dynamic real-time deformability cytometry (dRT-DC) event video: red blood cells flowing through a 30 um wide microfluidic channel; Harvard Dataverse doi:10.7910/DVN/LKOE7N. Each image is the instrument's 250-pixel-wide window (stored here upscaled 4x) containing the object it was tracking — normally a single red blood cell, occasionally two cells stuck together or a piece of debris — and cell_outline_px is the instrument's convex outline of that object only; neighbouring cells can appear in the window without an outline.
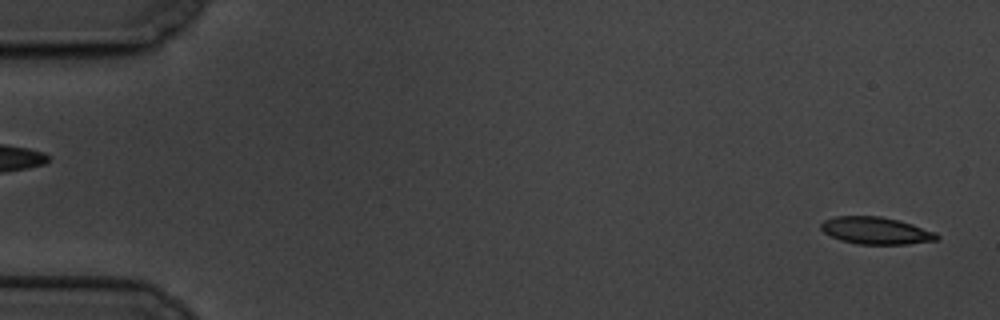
{"species": "common noctule bat (a hibernating species)", "species_latin": "Nyctalus noctula", "temperature_condition": "cold", "stored_images_in_passage": 60, "camera_frame_rate_fps": 3000, "um_per_image_px": 0.085, "animal": {"sex": "male", "body_mass_g": 19.5, "forearm_length_mm": 54.6}, "frame": {"image": 1, "passage_image": 2, "time_ms": 0.333, "image_size_px": [1000, 320], "cell_outline_px": [[940, 236], [936, 240], [908, 244], [856, 244], [840, 240], [824, 232], [820, 228], [820, 224], [824, 220], [836, 216], [880, 216], [912, 224], [936, 232]], "centroid_in_image_um": [74.44, 19.6], "position_along_channel_um": 10.6, "area_um2": 18.26}}
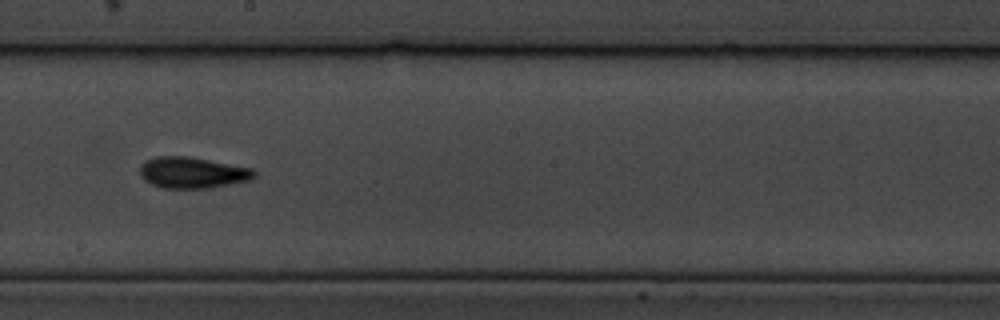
{"frame": {"image": 2, "passage_image": 34, "time_ms": 11.0, "image_size_px": [1000, 320], "cell_outline_px": [[256, 176], [252, 180], [208, 188], [160, 188], [144, 180], [140, 176], [140, 164], [144, 160], [156, 156], [188, 156], [252, 168], [256, 172]], "centroid_in_image_um": [16.33, 14.67], "position_along_channel_um": 231.9, "area_um2": 20.98}}
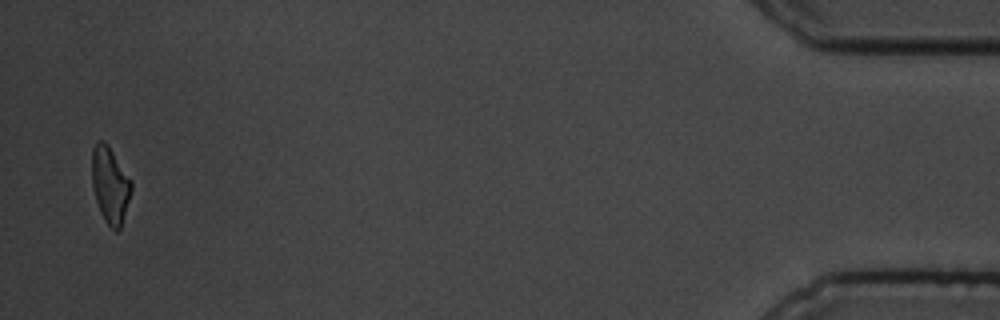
{"frame": {"image": 3, "passage_image": 59, "time_ms": 19.333, "image_size_px": [1000, 320], "cell_outline_px": [[132, 188], [120, 228], [116, 232], [104, 220], [100, 212], [96, 200], [92, 184], [92, 148], [96, 140], [104, 140], [108, 144], [132, 180]], "centroid_in_image_um": [9.35, 15.67], "position_along_channel_um": 425.9, "area_um2": 17.57}, "authors_computed_cell_mechanics": {"area_um2": 18.9873, "velocity_mm_per_s": 3.3189, "shape_relaxation_time_tau1_ms": 3.4419, "shape_relaxation_time_tau2_ms": 2.0904, "deformation_change_tau1": 0.1262, "deformation_change_tau2": 0.0866}}